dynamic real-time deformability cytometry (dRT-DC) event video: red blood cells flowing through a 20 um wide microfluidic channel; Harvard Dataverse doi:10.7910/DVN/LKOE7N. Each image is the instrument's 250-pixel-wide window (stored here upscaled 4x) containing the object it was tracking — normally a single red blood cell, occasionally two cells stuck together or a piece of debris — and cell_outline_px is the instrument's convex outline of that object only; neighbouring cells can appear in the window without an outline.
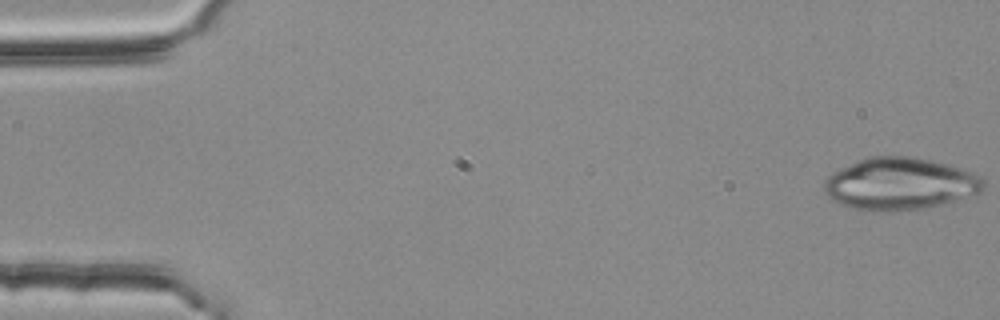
{"species": "common noctule bat (a hibernating species)", "species_latin": "Nyctalus noctula", "temperature_condition": "room temperature", "stored_images_in_passage": 54, "camera_frame_rate_fps": 3000, "um_per_image_px": 0.085, "animal": {"sex": "female", "body_mass_g": 25.1}, "frame": {"image": 1, "passage_image": 1, "time_ms": 0.0, "image_size_px": [1000, 320], "cell_outline_px": [[984, 188], [980, 192], [940, 204], [924, 208], [888, 212], [872, 212], [852, 208], [840, 204], [832, 200], [824, 192], [824, 180], [832, 172], [840, 168], [868, 156], [916, 156], [952, 164], [972, 172], [980, 176], [984, 180]], "centroid_in_image_um": [76.47, 15.61], "position_along_channel_um": 8.5, "area_um2": 48.9}}
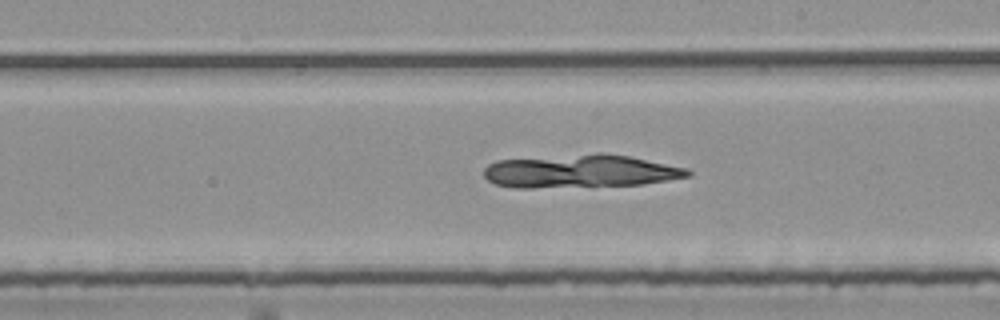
{"frame": {"image": 2, "passage_image": 31, "time_ms": 10.0, "image_size_px": [1000, 320], "cell_outline_px": [[692, 176], [668, 180], [640, 184], [532, 188], [516, 188], [496, 184], [488, 180], [484, 176], [484, 168], [488, 164], [496, 160], [596, 152], [604, 152], [628, 156], [688, 168], [692, 172]], "centroid_in_image_um": [49.32, 14.54], "position_along_channel_um": 239.7, "area_um2": 39.59}}
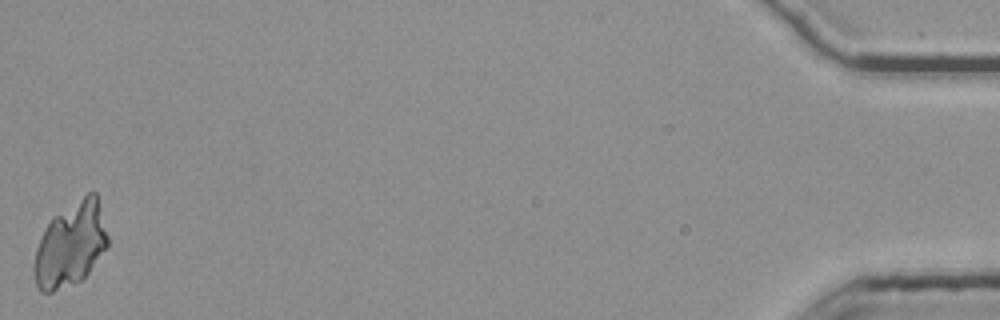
{"frame": {"image": 3, "passage_image": 54, "time_ms": 17.667, "image_size_px": [1000, 320], "cell_outline_px": [[108, 248], [88, 272], [80, 280], [72, 284], [52, 292], [40, 292], [36, 284], [32, 268], [36, 248], [44, 228], [52, 216], [88, 192], [96, 192], [108, 236]], "centroid_in_image_um": [5.98, 20.78], "position_along_channel_um": 429.2, "area_um2": 36.3}}